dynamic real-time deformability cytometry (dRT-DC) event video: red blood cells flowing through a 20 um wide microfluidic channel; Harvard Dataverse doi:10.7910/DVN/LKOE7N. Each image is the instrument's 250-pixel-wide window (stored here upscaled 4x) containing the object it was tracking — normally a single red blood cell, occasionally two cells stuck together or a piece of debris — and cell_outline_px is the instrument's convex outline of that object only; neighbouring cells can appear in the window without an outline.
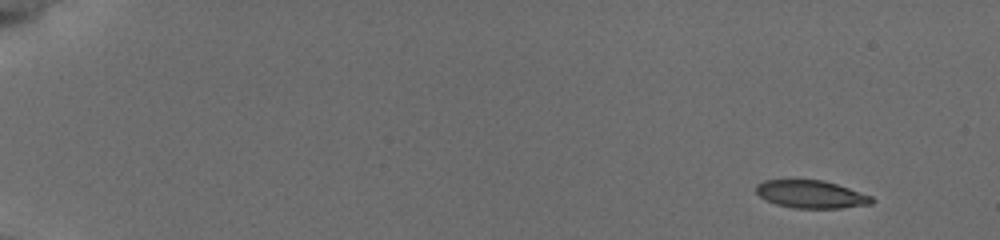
{"species": "common noctule bat (a hibernating species)", "species_latin": "Nyctalus noctula", "temperature_condition": "cold", "stored_images_in_passage": 58, "camera_frame_rate_fps": 3000, "um_per_image_px": 0.085, "animal": {"sex": "female", "body_mass_g": 19.5, "forearm_length_mm": 54.1}, "frame": {"image": 1, "passage_image": 1, "time_ms": 0.0, "image_size_px": [1000, 240], "cell_outline_px": [[876, 200], [872, 204], [840, 208], [792, 208], [776, 204], [760, 196], [756, 192], [756, 184], [764, 180], [824, 180], [872, 196]], "centroid_in_image_um": [68.96, 16.52], "position_along_channel_um": 16.0, "area_um2": 18.67}}
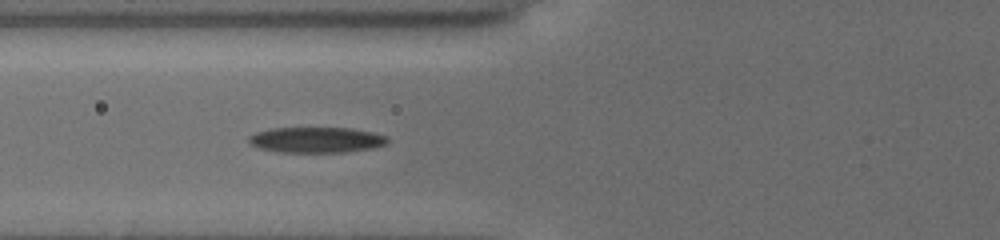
{"frame": {"image": 2, "passage_image": 35, "time_ms": 6.333, "image_size_px": [1000, 240], "cell_outline_px": [[388, 144], [372, 148], [348, 152], [276, 152], [256, 148], [248, 144], [248, 136], [256, 132], [272, 128], [348, 128], [372, 132], [388, 136]], "centroid_in_image_um": [26.85, 11.9], "position_along_channel_um": 98.9, "area_um2": 20.98}}
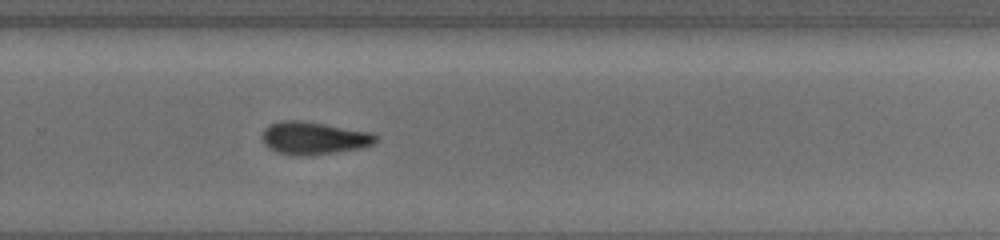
{"frame": {"image": 3, "passage_image": 56, "time_ms": 11.667, "image_size_px": [1000, 240], "cell_outline_px": [[376, 140], [372, 144], [364, 148], [312, 156], [292, 156], [276, 152], [268, 148], [260, 140], [260, 136], [264, 128], [272, 124], [284, 120], [296, 120], [324, 124], [372, 132], [376, 136]], "centroid_in_image_um": [26.63, 11.77], "position_along_channel_um": 303.2, "area_um2": 21.96}}